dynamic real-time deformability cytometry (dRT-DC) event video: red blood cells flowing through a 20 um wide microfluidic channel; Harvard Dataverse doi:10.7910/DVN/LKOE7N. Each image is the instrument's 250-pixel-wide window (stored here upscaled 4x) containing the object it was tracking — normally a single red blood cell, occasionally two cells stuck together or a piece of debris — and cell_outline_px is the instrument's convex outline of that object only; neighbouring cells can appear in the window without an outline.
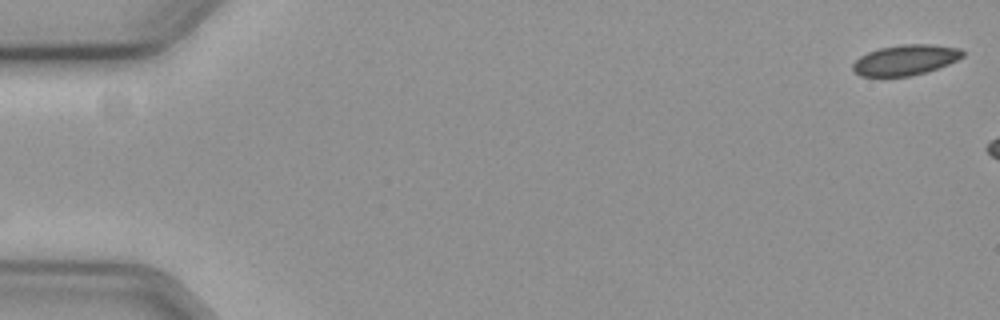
{"species": "common noctule bat (a hibernating species)", "species_latin": "Nyctalus noctula", "temperature_condition": "cold", "stored_images_in_passage": 10, "camera_frame_rate_fps": 3000, "um_per_image_px": 0.085, "animal": {"sex": "female", "body_mass_g": 19.3, "forearm_length_mm": 54.1}, "frame": {"image": 1, "passage_image": 1, "time_ms": 0.0, "image_size_px": [1000, 320], "cell_outline_px": [[964, 56], [948, 64], [912, 76], [880, 80], [860, 76], [852, 72], [852, 64], [860, 56], [868, 52], [880, 48], [904, 44], [932, 44], [960, 48], [964, 52]], "centroid_in_image_um": [76.87, 5.15], "position_along_channel_um": 8.1, "area_um2": 20.17}}